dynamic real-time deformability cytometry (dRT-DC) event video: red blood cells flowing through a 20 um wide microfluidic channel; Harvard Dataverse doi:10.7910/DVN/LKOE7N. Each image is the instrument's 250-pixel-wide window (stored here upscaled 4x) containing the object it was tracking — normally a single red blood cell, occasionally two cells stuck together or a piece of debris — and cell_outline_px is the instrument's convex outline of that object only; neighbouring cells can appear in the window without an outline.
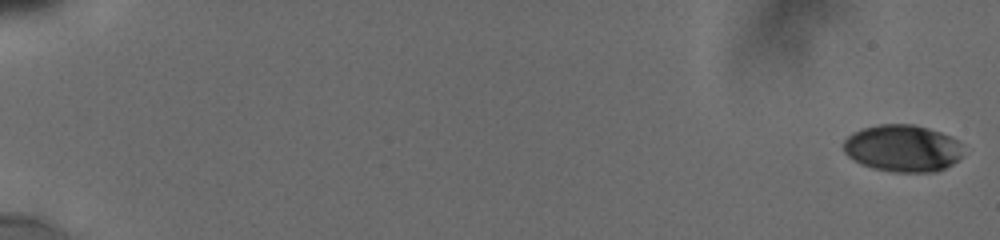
{"species": "human", "species_latin": "Homo sapiens", "temperature_condition": "cold", "stored_images_in_passage": 31, "camera_frame_rate_fps": 3000, "um_per_image_px": 0.085, "donor": {"sex": "male"}, "frame": {"image": 1, "passage_image": 1, "time_ms": 0.0, "image_size_px": [1000, 240], "cell_outline_px": [[960, 156], [952, 164], [936, 172], [892, 172], [872, 168], [860, 164], [848, 156], [844, 152], [844, 140], [852, 132], [864, 128], [880, 124], [912, 124], [928, 128], [940, 132], [956, 140]], "centroid_in_image_um": [76.64, 12.61], "position_along_channel_um": 8.4, "area_um2": 32.43}}
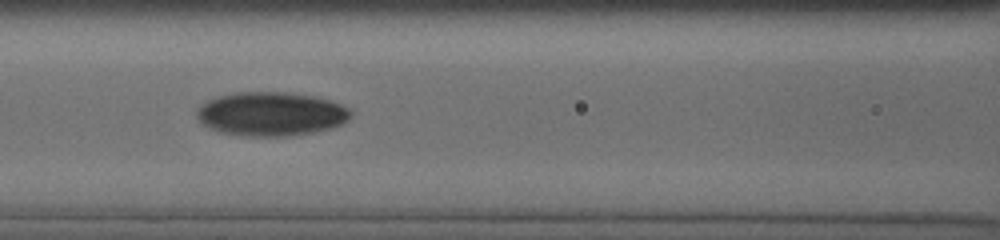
{"frame": {"image": 2, "passage_image": 28, "time_ms": 9.0, "image_size_px": [1000, 240], "cell_outline_px": [[352, 116], [344, 124], [332, 128], [312, 132], [288, 136], [244, 136], [220, 132], [208, 128], [196, 116], [196, 112], [200, 104], [208, 100], [220, 96], [236, 92], [284, 92], [320, 96], [352, 108]], "centroid_in_image_um": [23.1, 9.68], "position_along_channel_um": 143.5, "area_um2": 39.88}}
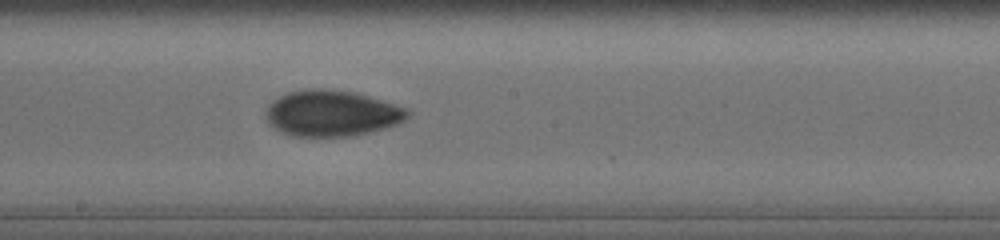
{"frame": {"image": 3, "passage_image": 31, "time_ms": 11.0, "image_size_px": [1000, 240], "cell_outline_px": [[412, 112], [404, 120], [396, 124], [384, 128], [352, 136], [292, 136], [280, 132], [268, 124], [268, 104], [272, 100], [288, 92], [312, 88], [324, 88], [352, 92], [368, 96], [408, 108]], "centroid_in_image_um": [28.2, 9.63], "position_along_channel_um": 220.0, "area_um2": 37.86}}